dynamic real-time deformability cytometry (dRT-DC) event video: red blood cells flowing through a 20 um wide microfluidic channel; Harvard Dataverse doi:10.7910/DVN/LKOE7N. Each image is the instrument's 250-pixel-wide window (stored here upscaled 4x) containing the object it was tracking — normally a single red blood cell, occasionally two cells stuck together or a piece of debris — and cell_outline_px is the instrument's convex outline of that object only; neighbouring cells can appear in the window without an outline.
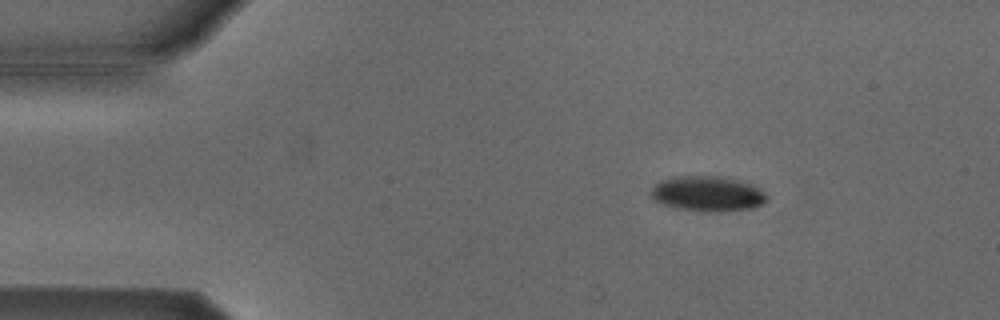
{"species": "Egyptian fruit bat (a non-hibernating species)", "species_latin": "Rousettus aegyptiacus", "temperature_condition": "cold", "stored_images_in_passage": 4, "camera_frame_rate_fps": 3000, "um_per_image_px": 0.085, "animal": {"sex": "male"}, "frame": {"image": 1, "passage_image": 1, "time_ms": 0.0, "image_size_px": [1000, 320], "cell_outline_px": [[768, 200], [764, 204], [752, 208], [684, 208], [660, 204], [652, 196], [652, 188], [660, 180], [672, 176], [720, 176], [752, 184], [760, 188], [768, 196]], "centroid_in_image_um": [60.16, 16.39], "position_along_channel_um": 24.8, "area_um2": 22.6}}
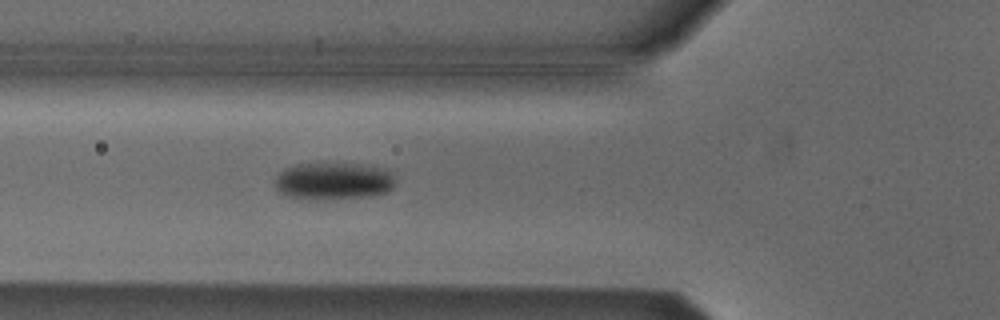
{"frame": {"image": 2, "passage_image": 4, "time_ms": 1.0, "image_size_px": [1000, 320], "cell_outline_px": [[396, 184], [388, 192], [372, 196], [288, 196], [280, 192], [276, 188], [276, 176], [284, 168], [296, 164], [324, 160], [360, 164], [384, 168], [396, 172]], "centroid_in_image_um": [28.44, 15.27], "position_along_channel_um": 97.4, "area_um2": 26.18}}